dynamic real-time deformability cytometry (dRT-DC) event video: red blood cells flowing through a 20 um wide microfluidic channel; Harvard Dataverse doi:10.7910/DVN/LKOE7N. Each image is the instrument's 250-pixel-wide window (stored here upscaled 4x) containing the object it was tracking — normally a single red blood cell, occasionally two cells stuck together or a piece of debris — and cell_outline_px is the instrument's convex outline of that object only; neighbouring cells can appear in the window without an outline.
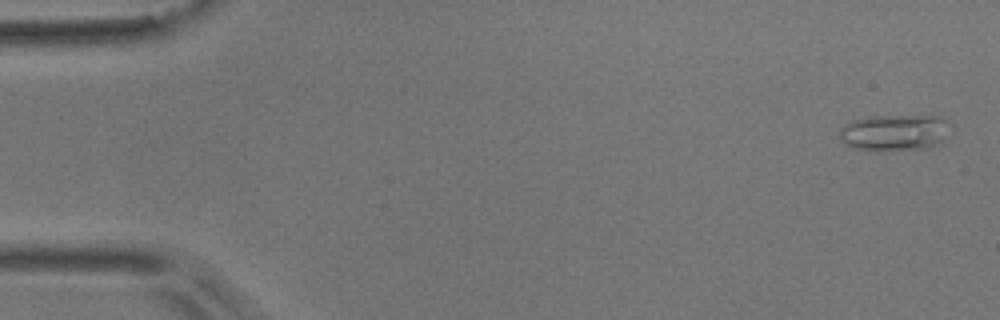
{"species": "common noctule bat (a hibernating species)", "species_latin": "Nyctalus noctula", "temperature_condition": "room temperature", "stored_images_in_passage": 5, "segment_of_instrument_passage": [1, 2], "camera_frame_rate_fps": 3000, "um_per_image_px": 0.085, "animal": {"sex": "male", "body_mass_g": 17.9}, "frame": {"image": 1, "passage_image": 1, "time_ms": 0.0, "image_size_px": [1000, 320], "cell_outline_px": [[944, 140], [924, 148], [852, 148], [844, 144], [840, 140], [840, 128], [844, 124], [852, 120], [872, 116], [944, 116]], "centroid_in_image_um": [75.92, 11.22], "position_along_channel_um": 9.1, "area_um2": 22.25}}